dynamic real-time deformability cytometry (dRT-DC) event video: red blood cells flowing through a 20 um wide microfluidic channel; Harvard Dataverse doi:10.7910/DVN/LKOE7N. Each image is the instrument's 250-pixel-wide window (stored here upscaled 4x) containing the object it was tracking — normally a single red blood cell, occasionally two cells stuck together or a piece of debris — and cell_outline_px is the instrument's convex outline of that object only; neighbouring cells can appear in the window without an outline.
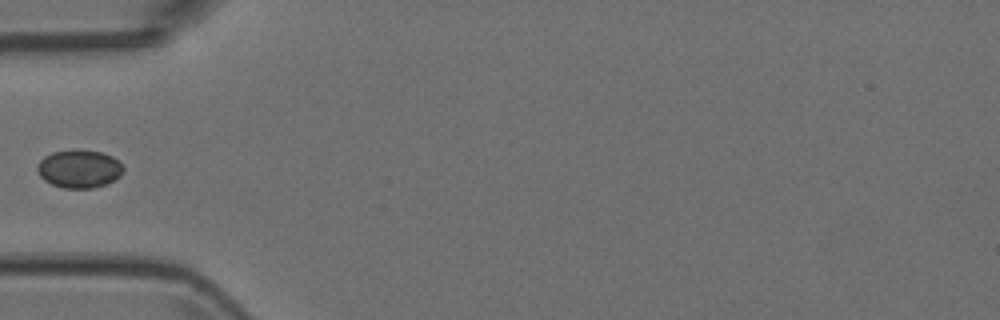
{"species": "Egyptian fruit bat (a non-hibernating species)", "species_latin": "Rousettus aegyptiacus", "temperature_condition": "room temperature", "stored_images_in_passage": 5, "camera_frame_rate_fps": 3000, "um_per_image_px": 0.085, "animal": {"sex": "female"}, "frame": {"image": 1, "passage_image": 4, "time_ms": 1.0, "image_size_px": [1000, 320], "cell_outline_px": [[124, 172], [120, 176], [108, 184], [92, 188], [64, 188], [52, 184], [44, 180], [40, 176], [36, 168], [40, 160], [44, 156], [52, 152], [100, 152], [112, 156], [120, 160], [124, 168]], "centroid_in_image_um": [6.77, 14.39], "position_along_channel_um": 78.2, "area_um2": 18.79}}
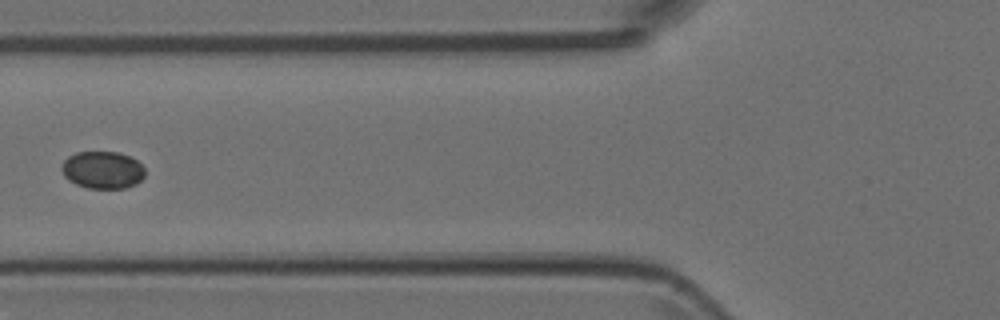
{"frame": {"image": 2, "passage_image": 5, "time_ms": 1.333, "image_size_px": [1000, 320], "cell_outline_px": [[144, 176], [136, 184], [124, 188], [88, 188], [76, 184], [68, 180], [64, 176], [60, 168], [64, 160], [68, 156], [76, 152], [120, 152], [136, 160], [144, 168]], "centroid_in_image_um": [8.69, 14.44], "position_along_channel_um": 117.1, "area_um2": 18.15}}